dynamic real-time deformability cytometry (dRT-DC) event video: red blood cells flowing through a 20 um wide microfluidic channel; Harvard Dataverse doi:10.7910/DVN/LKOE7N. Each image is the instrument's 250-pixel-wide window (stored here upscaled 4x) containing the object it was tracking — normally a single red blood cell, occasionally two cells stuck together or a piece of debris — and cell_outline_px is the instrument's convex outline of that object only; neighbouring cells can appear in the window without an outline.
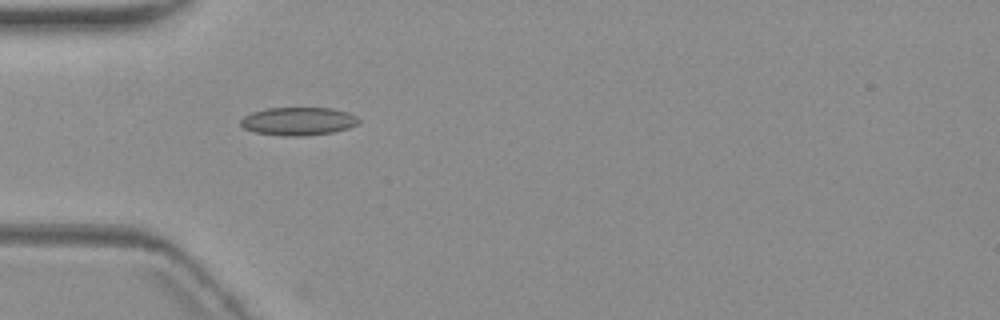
{"species": "common noctule bat (a hibernating species)", "species_latin": "Nyctalus noctula", "temperature_condition": "warm", "stored_images_in_passage": 3, "camera_frame_rate_fps": 3000, "um_per_image_px": 0.085, "animal": {"sex": "female", "body_mass_g": 19.3, "forearm_length_mm": 54.1}, "frame": {"image": 1, "passage_image": 1, "time_ms": 0.0, "image_size_px": [1000, 320], "cell_outline_px": [[360, 124], [348, 128], [332, 132], [304, 136], [284, 136], [256, 132], [244, 128], [240, 124], [240, 120], [244, 116], [252, 112], [268, 108], [332, 108], [348, 112], [356, 116], [360, 120]], "centroid_in_image_um": [25.38, 10.3], "position_along_channel_um": 59.6, "area_um2": 19.36}}
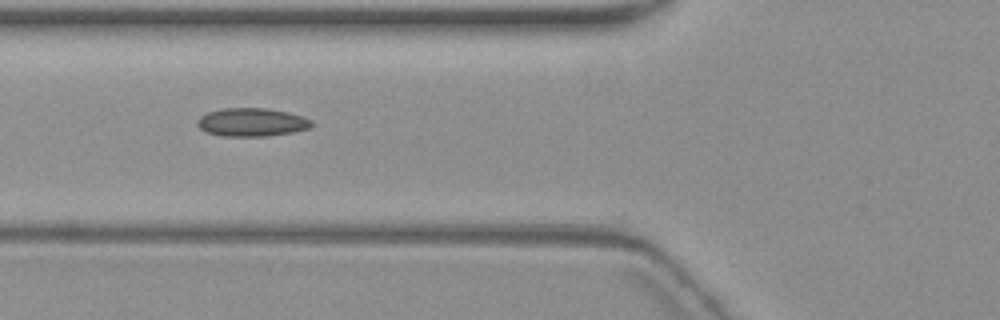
{"frame": {"image": 2, "passage_image": 2, "time_ms": 1.333, "image_size_px": [1000, 320], "cell_outline_px": [[312, 124], [308, 128], [292, 132], [264, 136], [220, 136], [208, 132], [200, 128], [196, 124], [200, 116], [208, 112], [224, 108], [268, 108], [288, 112], [312, 120]], "centroid_in_image_um": [21.37, 10.38], "position_along_channel_um": 104.4, "area_um2": 18.67}}
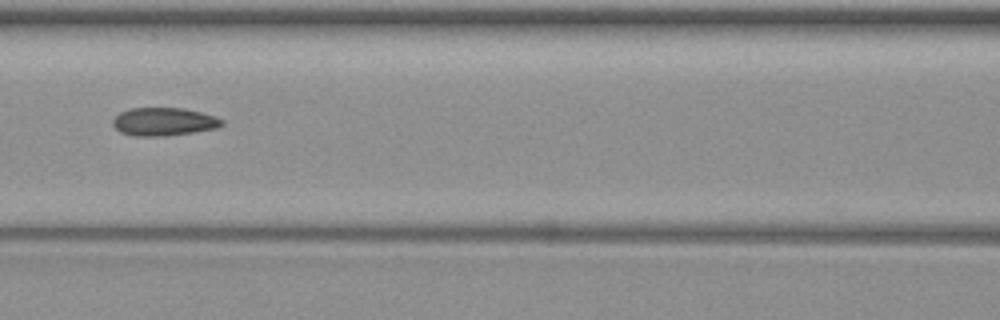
{"frame": {"image": 3, "passage_image": 3, "time_ms": 2.667, "image_size_px": [1000, 320], "cell_outline_px": [[224, 124], [216, 128], [192, 132], [164, 136], [132, 136], [120, 132], [112, 124], [112, 120], [120, 112], [128, 108], [184, 108], [216, 116], [224, 120]], "centroid_in_image_um": [13.91, 10.34], "position_along_channel_um": 152.7, "area_um2": 17.92}}